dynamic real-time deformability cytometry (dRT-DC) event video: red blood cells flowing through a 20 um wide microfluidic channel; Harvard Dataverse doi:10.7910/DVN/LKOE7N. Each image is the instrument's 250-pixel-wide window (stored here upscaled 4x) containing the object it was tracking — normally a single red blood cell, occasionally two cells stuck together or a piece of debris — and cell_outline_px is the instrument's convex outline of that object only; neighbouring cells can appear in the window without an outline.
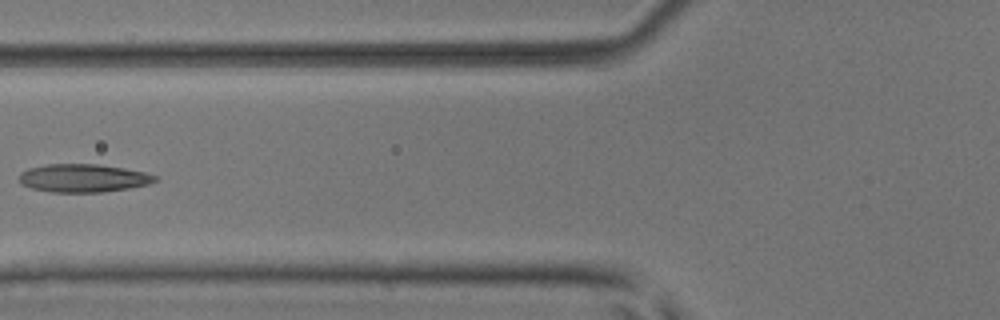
{"species": "common noctule bat (a hibernating species)", "species_latin": "Nyctalus noctula", "temperature_condition": "room temperature", "stored_images_in_passage": 6, "camera_frame_rate_fps": 3000, "um_per_image_px": 0.085, "animal": {"sex": "male", "body_mass_g": 17.9, "forearm_length_mm": 54.2}, "frame": {"image": 1, "passage_image": 6, "time_ms": 1.667, "image_size_px": [1000, 320], "cell_outline_px": [[160, 180], [148, 184], [128, 188], [104, 192], [52, 192], [32, 188], [20, 184], [20, 172], [28, 168], [48, 164], [100, 164], [124, 168], [144, 172], [160, 176]], "centroid_in_image_um": [7.11, 15.13], "position_along_channel_um": 118.7, "area_um2": 22.43}}